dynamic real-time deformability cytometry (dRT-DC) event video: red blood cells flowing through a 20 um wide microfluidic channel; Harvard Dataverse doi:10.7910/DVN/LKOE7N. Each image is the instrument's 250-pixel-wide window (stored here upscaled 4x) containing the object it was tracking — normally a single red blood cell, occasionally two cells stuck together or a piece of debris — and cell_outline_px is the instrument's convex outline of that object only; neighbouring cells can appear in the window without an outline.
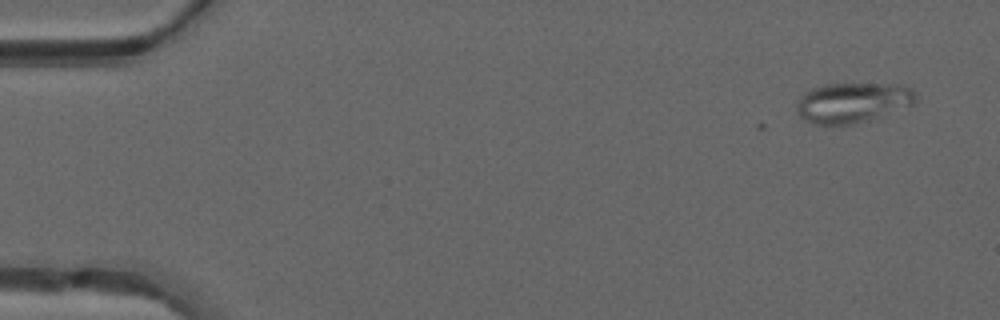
{"species": "common noctule bat (a hibernating species)", "species_latin": "Nyctalus noctula", "temperature_condition": "warm", "stored_images_in_passage": 4, "camera_frame_rate_fps": 3000, "um_per_image_px": 0.085, "animal": {"sex": "male", "forearm_length_mm": 52.5}, "frame": {"image": 1, "passage_image": 4, "time_ms": 1.0, "image_size_px": [1000, 320], "cell_outline_px": [[916, 100], [912, 104], [868, 120], [852, 124], [812, 124], [804, 120], [800, 116], [796, 108], [796, 104], [804, 92], [812, 88], [824, 84], [896, 84], [912, 88], [916, 92]], "centroid_in_image_um": [72.44, 8.71], "position_along_channel_um": 12.6, "area_um2": 27.63}}